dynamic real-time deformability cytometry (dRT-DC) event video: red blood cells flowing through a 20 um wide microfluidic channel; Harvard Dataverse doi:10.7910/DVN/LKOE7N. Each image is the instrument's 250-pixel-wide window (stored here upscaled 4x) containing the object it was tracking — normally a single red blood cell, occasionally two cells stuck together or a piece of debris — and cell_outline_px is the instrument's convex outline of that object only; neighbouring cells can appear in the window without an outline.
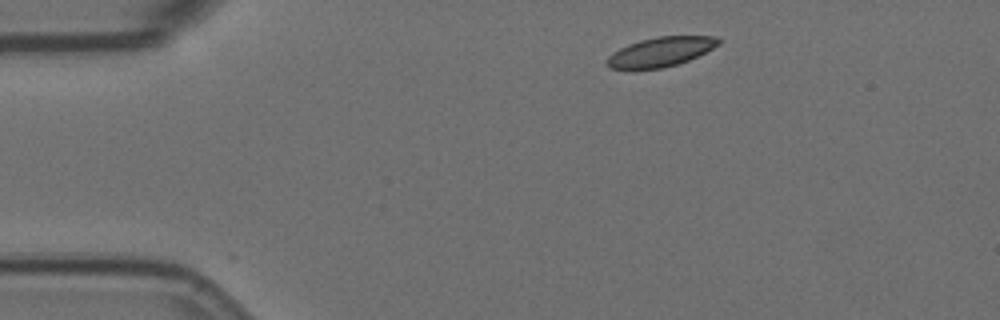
{"species": "Egyptian fruit bat (a non-hibernating species)", "species_latin": "Rousettus aegyptiacus", "temperature_condition": "room temperature", "stored_images_in_passage": 3, "camera_frame_rate_fps": 3000, "um_per_image_px": 0.085, "animal": {"sex": "female"}, "frame": {"image": 1, "passage_image": 1, "time_ms": 0.0, "image_size_px": [1000, 320], "cell_outline_px": [[720, 44], [688, 60], [664, 68], [612, 68], [604, 60], [612, 52], [628, 44], [640, 40], [656, 36], [716, 36], [720, 40]], "centroid_in_image_um": [56.15, 4.38], "position_along_channel_um": 28.9, "area_um2": 18.84}}